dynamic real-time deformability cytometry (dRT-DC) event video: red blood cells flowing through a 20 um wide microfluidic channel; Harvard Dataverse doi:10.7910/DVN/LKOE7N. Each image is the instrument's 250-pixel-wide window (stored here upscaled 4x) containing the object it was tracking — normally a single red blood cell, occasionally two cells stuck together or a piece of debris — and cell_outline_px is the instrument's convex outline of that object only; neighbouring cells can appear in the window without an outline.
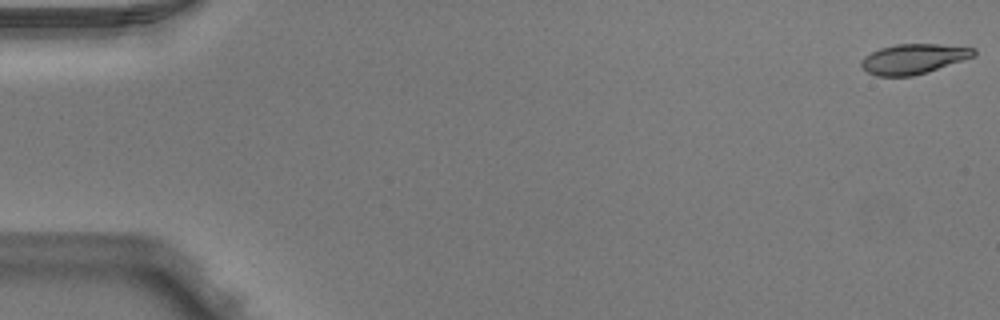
{"species": "Egyptian fruit bat (a non-hibernating species)", "species_latin": "Rousettus aegyptiacus", "temperature_condition": "warm", "stored_images_in_passage": 51, "camera_frame_rate_fps": 3000, "um_per_image_px": 0.085, "animal": {"sex": "male"}, "frame": {"image": 1, "passage_image": 1, "time_ms": 0.0, "image_size_px": [1000, 320], "cell_outline_px": [[976, 56], [928, 72], [912, 76], [876, 76], [868, 72], [860, 64], [860, 60], [864, 56], [880, 48], [896, 44], [936, 44], [976, 48]], "centroid_in_image_um": [77.66, 5.0], "position_along_channel_um": 7.3, "area_um2": 19.71}}
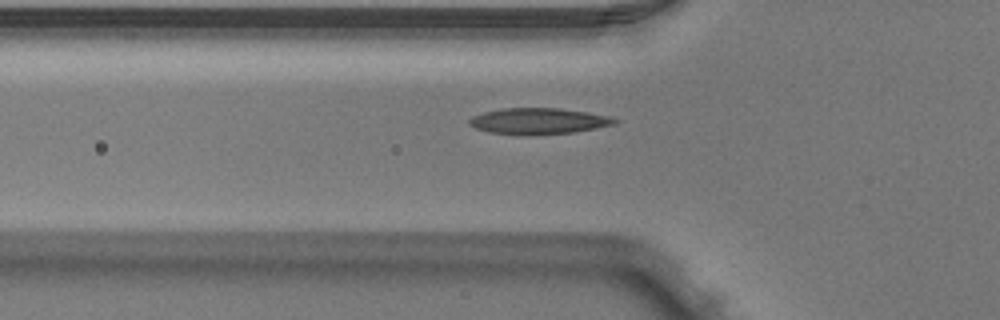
{"frame": {"image": 2, "passage_image": 18, "time_ms": 5.667, "image_size_px": [1000, 320], "cell_outline_px": [[620, 120], [616, 124], [596, 128], [572, 132], [488, 132], [476, 128], [468, 124], [468, 120], [472, 116], [484, 112], [500, 108], [560, 108], [608, 116]], "centroid_in_image_um": [45.78, 10.24], "position_along_channel_um": 80.0, "area_um2": 21.04}}
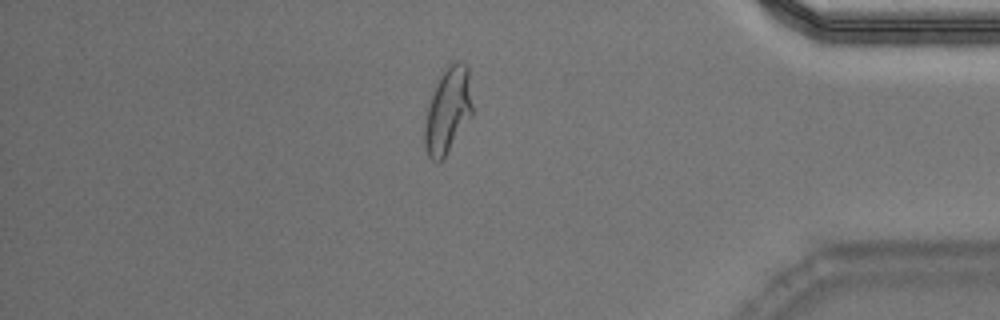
{"frame": {"image": 3, "passage_image": 44, "time_ms": 14.333, "image_size_px": [1000, 320], "cell_outline_px": [[472, 116], [444, 156], [440, 160], [432, 160], [428, 156], [424, 144], [424, 128], [428, 108], [436, 84], [440, 76], [448, 64], [456, 60], [460, 60], [468, 68], [472, 104]], "centroid_in_image_um": [38.08, 9.36], "position_along_channel_um": 397.1, "area_um2": 23.41}, "authors_computed_cell_mechanics": {"area_um2": 21.0392, "velocity_mm_per_s": 3.992, "shape_relaxation_time_tau1_ms": 3.8162, "shape_relaxation_time_tau2_ms": 1.1005, "deformation_change_tau1": 0.2071, "deformation_change_tau2": 0.07}}